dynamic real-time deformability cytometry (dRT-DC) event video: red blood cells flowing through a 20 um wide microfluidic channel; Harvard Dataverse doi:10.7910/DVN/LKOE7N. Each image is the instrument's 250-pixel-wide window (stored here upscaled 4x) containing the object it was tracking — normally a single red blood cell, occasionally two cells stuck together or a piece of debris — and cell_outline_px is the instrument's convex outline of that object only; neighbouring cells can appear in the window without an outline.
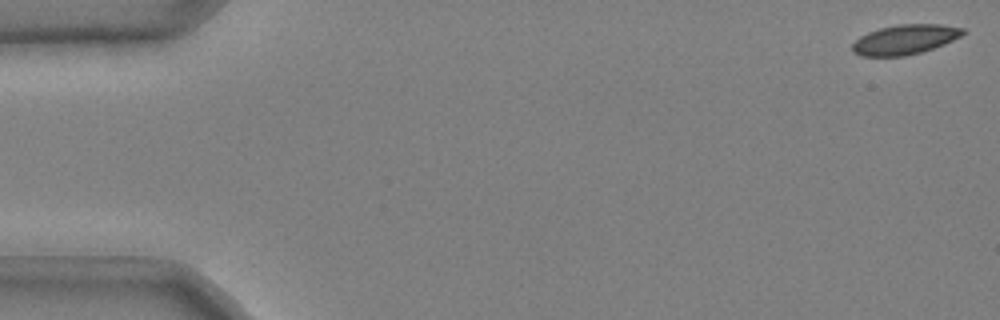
{"species": "common noctule bat (a hibernating species)", "species_latin": "Nyctalus noctula", "temperature_condition": "cold", "stored_images_in_passage": 47, "camera_frame_rate_fps": 3000, "um_per_image_px": 0.085, "animal": {"sex": "male", "body_mass_g": 20.4}, "frame": {"image": 1, "passage_image": 1, "time_ms": 0.0, "image_size_px": [1000, 320], "cell_outline_px": [[968, 32], [944, 44], [920, 52], [904, 56], [860, 56], [852, 52], [852, 44], [860, 36], [868, 32], [880, 28], [900, 24], [940, 24], [964, 28]], "centroid_in_image_um": [76.91, 3.35], "position_along_channel_um": 8.1, "area_um2": 19.13}}
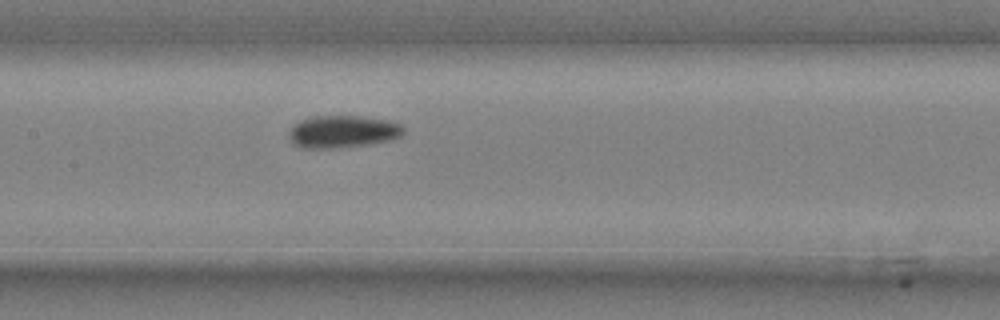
{"frame": {"image": 2, "passage_image": 26, "time_ms": 8.333, "image_size_px": [1000, 320], "cell_outline_px": [[404, 132], [400, 136], [388, 140], [372, 144], [340, 148], [300, 148], [292, 144], [288, 136], [288, 132], [292, 124], [300, 120], [312, 116], [364, 116], [388, 120], [400, 124], [404, 128]], "centroid_in_image_um": [29.08, 11.19], "position_along_channel_um": 178.3, "area_um2": 22.02}}
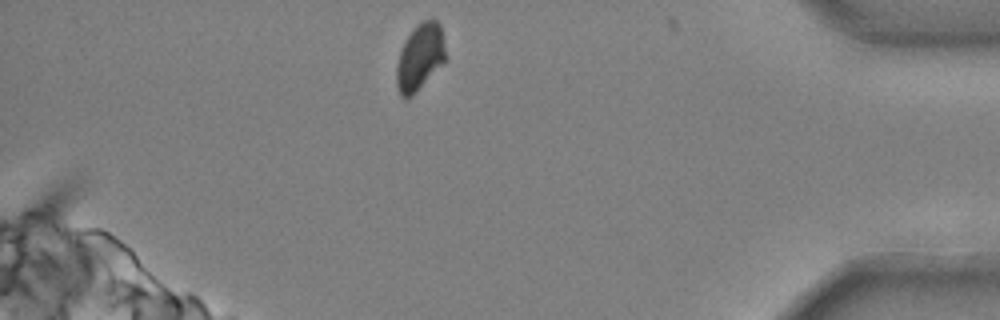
{"frame": {"image": 3, "passage_image": 47, "time_ms": 15.333, "image_size_px": [1000, 320], "cell_outline_px": [[444, 60], [416, 92], [408, 100], [400, 96], [396, 84], [396, 64], [404, 40], [416, 24], [424, 20], [436, 20], [440, 24], [444, 48]], "centroid_in_image_um": [35.63, 4.86], "position_along_channel_um": 399.6, "area_um2": 18.73}, "authors_computed_cell_mechanics": {"area_um2": 20.3456, "velocity_mm_per_s": 3.6663, "shape_relaxation_time_tau1_ms": 3.1805, "shape_relaxation_time_tau2_ms": null, "deformation_change_tau1": 0.0841, "deformation_change_tau2": null}}